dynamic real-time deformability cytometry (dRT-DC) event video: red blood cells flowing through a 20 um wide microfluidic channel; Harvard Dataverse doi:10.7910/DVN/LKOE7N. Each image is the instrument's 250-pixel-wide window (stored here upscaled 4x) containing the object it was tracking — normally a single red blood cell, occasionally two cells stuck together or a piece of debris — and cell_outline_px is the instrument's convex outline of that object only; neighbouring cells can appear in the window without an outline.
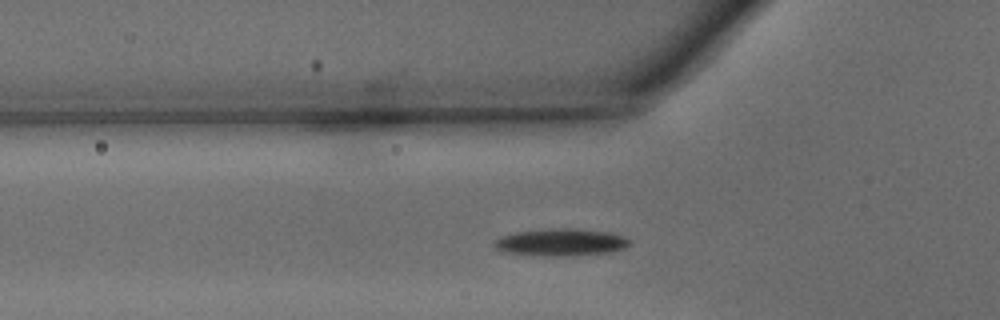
{"species": "common noctule bat (a hibernating species)", "species_latin": "Nyctalus noctula", "temperature_condition": "warm", "stored_images_in_passage": 29, "camera_frame_rate_fps": 3000, "um_per_image_px": 0.085, "animal": {"sex": "male", "body_mass_g": 15.6}, "frame": {"image": 1, "passage_image": 8, "time_ms": 2.333, "image_size_px": [1000, 320], "cell_outline_px": [[632, 244], [624, 248], [608, 252], [564, 256], [548, 256], [500, 252], [492, 244], [492, 240], [500, 236], [516, 232], [552, 228], [580, 228], [608, 232], [624, 236], [632, 240]], "centroid_in_image_um": [47.65, 20.58], "position_along_channel_um": 78.1, "area_um2": 21.79}}
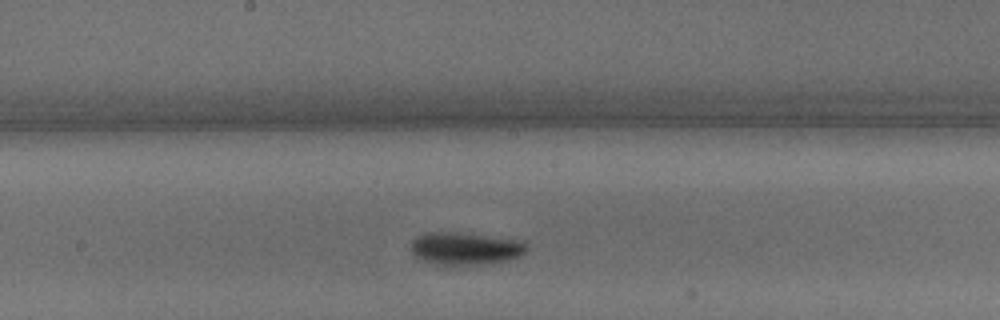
{"frame": {"image": 2, "passage_image": 17, "time_ms": 5.333, "image_size_px": [1000, 320], "cell_outline_px": [[528, 248], [520, 256], [504, 260], [484, 264], [448, 268], [444, 268], [428, 264], [416, 256], [412, 252], [412, 240], [416, 236], [424, 232], [464, 232], [524, 240]], "centroid_in_image_um": [39.51, 21.15], "position_along_channel_um": 208.7, "area_um2": 23.0}}
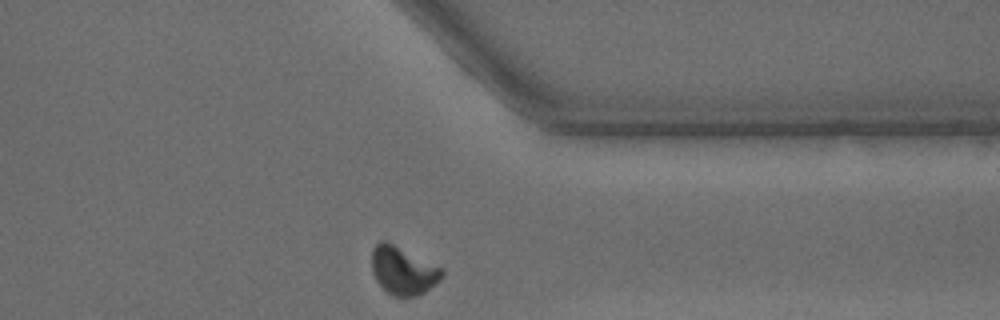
{"frame": {"image": 3, "passage_image": 29, "time_ms": 9.333, "image_size_px": [1000, 320], "cell_outline_px": [[444, 272], [436, 284], [424, 292], [416, 296], [392, 296], [376, 280], [372, 272], [372, 248], [380, 240], [384, 240], [444, 268]], "centroid_in_image_um": [34.26, 22.99], "position_along_channel_um": 377.1, "area_um2": 19.48}, "authors_computed_cell_mechanics": {"area_um2": 19.8832, "velocity_mm_per_s": 4.3304, "shape_relaxation_time_tau1_ms": 4.1976, "shape_relaxation_time_tau2_ms": 1.8352, "deformation_change_tau1": 0.1952, "deformation_change_tau2": 0.0676}}